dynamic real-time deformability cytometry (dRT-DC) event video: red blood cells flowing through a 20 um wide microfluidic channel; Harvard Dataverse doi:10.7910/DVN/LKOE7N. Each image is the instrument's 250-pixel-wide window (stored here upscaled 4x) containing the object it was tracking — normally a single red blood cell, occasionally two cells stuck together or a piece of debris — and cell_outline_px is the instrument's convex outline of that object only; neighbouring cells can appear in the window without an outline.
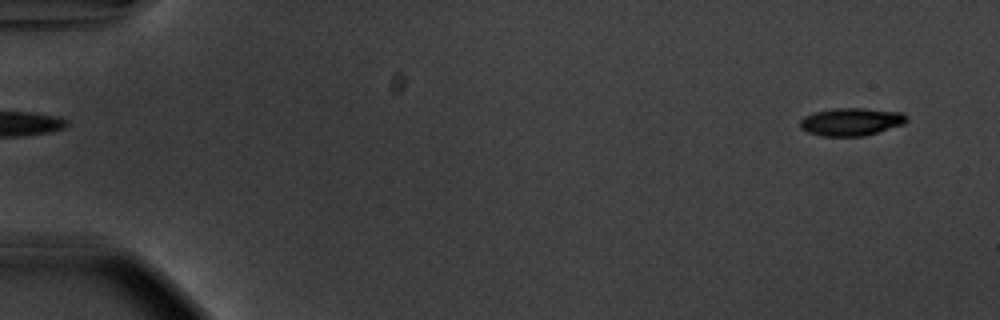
{"species": "common noctule bat (a hibernating species)", "species_latin": "Nyctalus noctula", "temperature_condition": "warm", "stored_images_in_passage": 55, "camera_frame_rate_fps": 3000, "um_per_image_px": 0.085, "animal": {"sex": "male", "body_mass_g": 20.1, "forearm_length_mm": 53.5}, "frame": {"image": 1, "passage_image": 3, "time_ms": 0.667, "image_size_px": [1000, 320], "cell_outline_px": [[908, 120], [904, 124], [864, 136], [820, 136], [808, 132], [800, 128], [800, 120], [804, 116], [816, 112], [836, 108], [864, 108], [904, 112], [908, 116]], "centroid_in_image_um": [72.38, 10.35], "position_along_channel_um": 12.6, "area_um2": 17.34}}
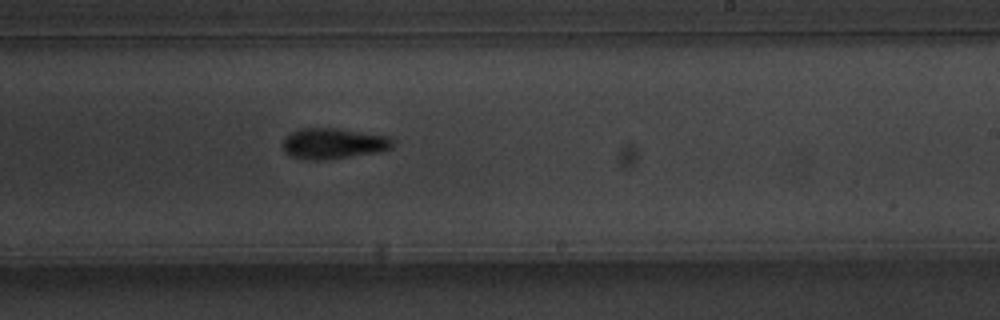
{"frame": {"image": 2, "passage_image": 34, "time_ms": 11.0, "image_size_px": [1000, 320], "cell_outline_px": [[392, 148], [380, 152], [332, 160], [308, 160], [288, 156], [284, 152], [284, 140], [292, 132], [300, 128], [336, 128], [388, 136], [392, 140]], "centroid_in_image_um": [28.34, 12.22], "position_along_channel_um": 260.7, "area_um2": 19.88}}
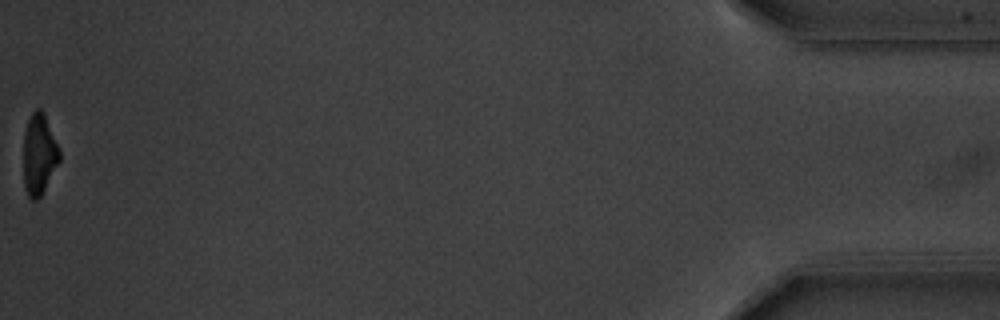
{"frame": {"image": 3, "passage_image": 55, "time_ms": 18.0, "image_size_px": [1000, 320], "cell_outline_px": [[60, 160], [40, 196], [36, 200], [32, 200], [28, 196], [24, 188], [24, 132], [28, 120], [32, 112], [36, 108], [40, 108], [44, 112], [60, 152]], "centroid_in_image_um": [3.31, 13.1], "position_along_channel_um": 431.9, "area_um2": 16.76}, "authors_computed_cell_mechanics": {"area_um2": 18.6694, "velocity_mm_per_s": 3.7456, "shape_relaxation_time_tau1_ms": 2.7867, "shape_relaxation_time_tau2_ms": null, "deformation_change_tau1": 0.137, "deformation_change_tau2": null}}